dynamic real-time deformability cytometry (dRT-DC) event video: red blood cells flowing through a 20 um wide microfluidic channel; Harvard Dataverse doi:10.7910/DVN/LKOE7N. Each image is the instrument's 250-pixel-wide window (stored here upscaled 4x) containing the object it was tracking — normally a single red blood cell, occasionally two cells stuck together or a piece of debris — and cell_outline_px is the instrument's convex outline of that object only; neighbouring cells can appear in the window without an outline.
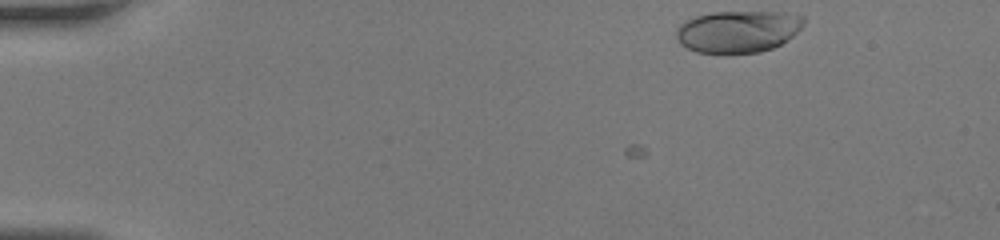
{"species": "human", "species_latin": "Homo sapiens", "temperature_condition": "room temperature", "stored_images_in_passage": 43, "camera_frame_rate_fps": 3000, "um_per_image_px": 0.085, "donor": {"sex": "female"}, "frame": {"image": 1, "passage_image": 1, "time_ms": 0.0, "image_size_px": [1000, 240], "cell_outline_px": [[804, 24], [792, 36], [780, 44], [772, 48], [760, 52], [696, 52], [680, 44], [676, 40], [676, 28], [684, 20], [696, 16], [712, 12], [784, 12], [804, 16]], "centroid_in_image_um": [62.7, 2.65], "position_along_channel_um": 22.3, "area_um2": 31.04}}
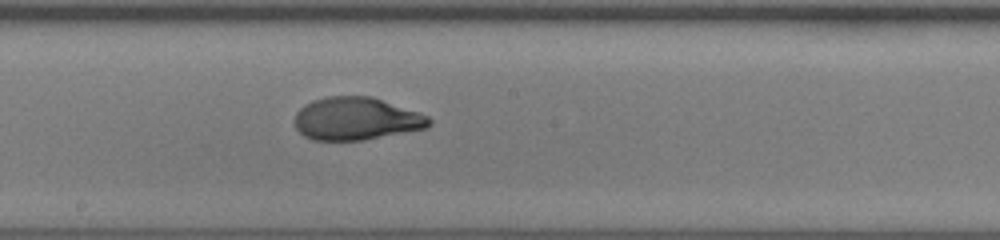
{"frame": {"image": 2, "passage_image": 23, "time_ms": 7.333, "image_size_px": [1000, 240], "cell_outline_px": [[432, 124], [424, 128], [364, 140], [312, 140], [304, 136], [296, 128], [296, 112], [304, 104], [312, 100], [328, 96], [372, 96], [420, 112], [428, 116], [432, 120]], "centroid_in_image_um": [30.28, 10.08], "position_along_channel_um": 217.9, "area_um2": 33.52}}
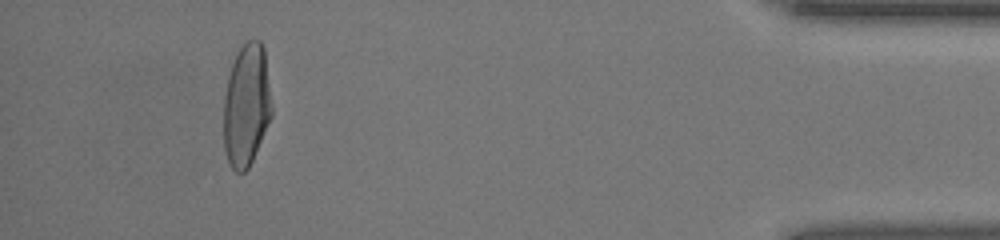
{"frame": {"image": 3, "passage_image": 40, "time_ms": 13.0, "image_size_px": [1000, 240], "cell_outline_px": [[272, 116], [252, 160], [248, 168], [244, 172], [236, 172], [228, 164], [224, 152], [224, 96], [228, 76], [232, 64], [240, 48], [248, 40], [260, 40], [264, 48], [272, 108]], "centroid_in_image_um": [20.94, 8.97], "position_along_channel_um": 414.3, "area_um2": 34.28}}